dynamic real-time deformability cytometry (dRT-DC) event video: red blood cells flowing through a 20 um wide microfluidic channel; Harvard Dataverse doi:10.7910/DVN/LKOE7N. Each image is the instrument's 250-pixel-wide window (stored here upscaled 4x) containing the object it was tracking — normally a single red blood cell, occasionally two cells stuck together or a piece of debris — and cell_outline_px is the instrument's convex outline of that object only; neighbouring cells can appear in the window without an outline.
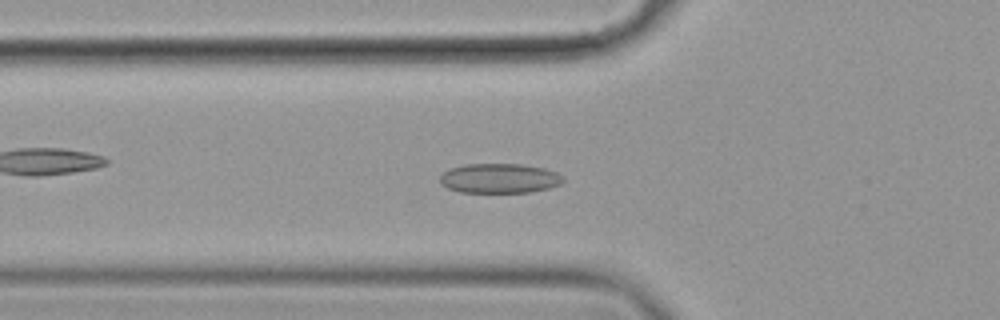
{"species": "common noctule bat (a hibernating species)", "species_latin": "Nyctalus noctula", "temperature_condition": "cold", "stored_images_in_passage": 40, "camera_frame_rate_fps": 3000, "um_per_image_px": 0.085, "animal": {"sex": "female", "body_mass_g": 19.9}, "frame": {"image": 1, "passage_image": 3, "time_ms": 0.667, "image_size_px": [1000, 320], "cell_outline_px": [[564, 180], [560, 184], [548, 188], [528, 192], [460, 192], [448, 188], [440, 184], [440, 176], [448, 168], [464, 164], [520, 164], [544, 168], [556, 172], [564, 176]], "centroid_in_image_um": [42.43, 15.15], "position_along_channel_um": 83.4, "area_um2": 21.33}}
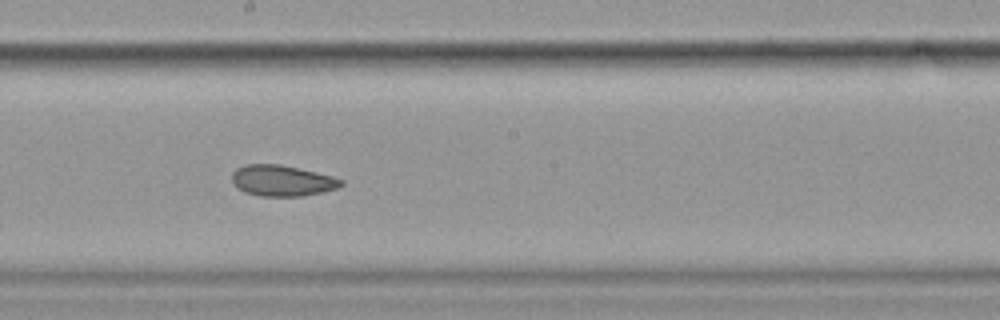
{"frame": {"image": 2, "passage_image": 15, "time_ms": 4.667, "image_size_px": [1000, 320], "cell_outline_px": [[344, 184], [340, 188], [304, 196], [260, 196], [244, 192], [236, 188], [232, 184], [232, 172], [236, 168], [244, 164], [280, 164], [316, 172], [332, 176], [344, 180]], "centroid_in_image_um": [23.97, 15.36], "position_along_channel_um": 224.2, "area_um2": 20.0}}
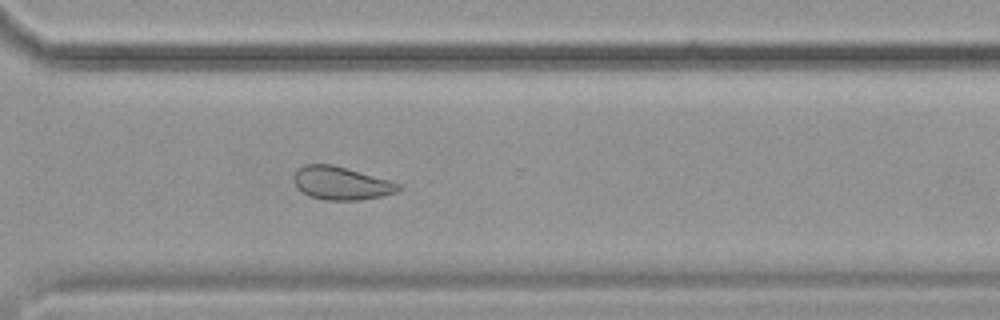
{"frame": {"image": 3, "passage_image": 25, "time_ms": 8.0, "image_size_px": [1000, 320], "cell_outline_px": [[400, 188], [396, 192], [380, 196], [360, 200], [324, 200], [308, 196], [296, 188], [292, 180], [292, 176], [296, 168], [304, 164], [332, 164], [388, 180], [400, 184]], "centroid_in_image_um": [28.89, 15.57], "position_along_channel_um": 341.7, "area_um2": 20.29}, "authors_computed_cell_mechanics": {"area_um2": 20.4612, "velocity_mm_per_s": 3.515, "shape_relaxation_time_tau1_ms": 10.05, "shape_relaxation_time_tau2_ms": 3.1562, "deformation_change_tau1": 0.1421, "deformation_change_tau2": 0.0739}}